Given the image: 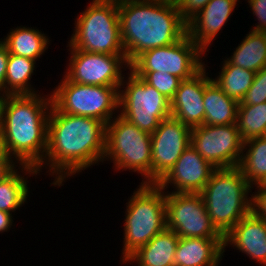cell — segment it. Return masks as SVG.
Instances as JSON below:
<instances>
[{
	"label": "cell",
	"instance_id": "27",
	"mask_svg": "<svg viewBox=\"0 0 266 266\" xmlns=\"http://www.w3.org/2000/svg\"><path fill=\"white\" fill-rule=\"evenodd\" d=\"M221 72L212 81L218 85L224 93L238 102L244 98L246 92L251 87L256 72L232 65L226 59L220 64Z\"/></svg>",
	"mask_w": 266,
	"mask_h": 266
},
{
	"label": "cell",
	"instance_id": "6",
	"mask_svg": "<svg viewBox=\"0 0 266 266\" xmlns=\"http://www.w3.org/2000/svg\"><path fill=\"white\" fill-rule=\"evenodd\" d=\"M76 17L69 48L101 54H125L117 0H93Z\"/></svg>",
	"mask_w": 266,
	"mask_h": 266
},
{
	"label": "cell",
	"instance_id": "19",
	"mask_svg": "<svg viewBox=\"0 0 266 266\" xmlns=\"http://www.w3.org/2000/svg\"><path fill=\"white\" fill-rule=\"evenodd\" d=\"M224 238L179 237L174 266H218L224 257Z\"/></svg>",
	"mask_w": 266,
	"mask_h": 266
},
{
	"label": "cell",
	"instance_id": "18",
	"mask_svg": "<svg viewBox=\"0 0 266 266\" xmlns=\"http://www.w3.org/2000/svg\"><path fill=\"white\" fill-rule=\"evenodd\" d=\"M224 252L233 246L259 265H266V220L252 211L241 219L225 236Z\"/></svg>",
	"mask_w": 266,
	"mask_h": 266
},
{
	"label": "cell",
	"instance_id": "10",
	"mask_svg": "<svg viewBox=\"0 0 266 266\" xmlns=\"http://www.w3.org/2000/svg\"><path fill=\"white\" fill-rule=\"evenodd\" d=\"M204 54L186 34L172 45L144 51L129 64V69L132 72H166L186 80L205 66Z\"/></svg>",
	"mask_w": 266,
	"mask_h": 266
},
{
	"label": "cell",
	"instance_id": "28",
	"mask_svg": "<svg viewBox=\"0 0 266 266\" xmlns=\"http://www.w3.org/2000/svg\"><path fill=\"white\" fill-rule=\"evenodd\" d=\"M236 124L243 142L266 136V102L257 105H239Z\"/></svg>",
	"mask_w": 266,
	"mask_h": 266
},
{
	"label": "cell",
	"instance_id": "20",
	"mask_svg": "<svg viewBox=\"0 0 266 266\" xmlns=\"http://www.w3.org/2000/svg\"><path fill=\"white\" fill-rule=\"evenodd\" d=\"M179 236L165 229L157 234L146 245L138 248L124 263H136V266H174V254Z\"/></svg>",
	"mask_w": 266,
	"mask_h": 266
},
{
	"label": "cell",
	"instance_id": "16",
	"mask_svg": "<svg viewBox=\"0 0 266 266\" xmlns=\"http://www.w3.org/2000/svg\"><path fill=\"white\" fill-rule=\"evenodd\" d=\"M205 66L192 78L182 80L174 98L170 101L171 117L191 129L204 124L205 85L212 79Z\"/></svg>",
	"mask_w": 266,
	"mask_h": 266
},
{
	"label": "cell",
	"instance_id": "37",
	"mask_svg": "<svg viewBox=\"0 0 266 266\" xmlns=\"http://www.w3.org/2000/svg\"><path fill=\"white\" fill-rule=\"evenodd\" d=\"M7 94H0V135L3 128L4 107L6 103Z\"/></svg>",
	"mask_w": 266,
	"mask_h": 266
},
{
	"label": "cell",
	"instance_id": "4",
	"mask_svg": "<svg viewBox=\"0 0 266 266\" xmlns=\"http://www.w3.org/2000/svg\"><path fill=\"white\" fill-rule=\"evenodd\" d=\"M252 189L238 167L212 172L200 194L213 226L223 237L251 212Z\"/></svg>",
	"mask_w": 266,
	"mask_h": 266
},
{
	"label": "cell",
	"instance_id": "14",
	"mask_svg": "<svg viewBox=\"0 0 266 266\" xmlns=\"http://www.w3.org/2000/svg\"><path fill=\"white\" fill-rule=\"evenodd\" d=\"M191 145V128L169 117L151 134L152 184H158Z\"/></svg>",
	"mask_w": 266,
	"mask_h": 266
},
{
	"label": "cell",
	"instance_id": "32",
	"mask_svg": "<svg viewBox=\"0 0 266 266\" xmlns=\"http://www.w3.org/2000/svg\"><path fill=\"white\" fill-rule=\"evenodd\" d=\"M257 190L251 193V211L259 218L266 220V184L255 186ZM257 191V192H256Z\"/></svg>",
	"mask_w": 266,
	"mask_h": 266
},
{
	"label": "cell",
	"instance_id": "12",
	"mask_svg": "<svg viewBox=\"0 0 266 266\" xmlns=\"http://www.w3.org/2000/svg\"><path fill=\"white\" fill-rule=\"evenodd\" d=\"M69 51V65L64 75L74 83L120 86L125 76L122 71L130 67L125 54L92 53L75 48H69Z\"/></svg>",
	"mask_w": 266,
	"mask_h": 266
},
{
	"label": "cell",
	"instance_id": "7",
	"mask_svg": "<svg viewBox=\"0 0 266 266\" xmlns=\"http://www.w3.org/2000/svg\"><path fill=\"white\" fill-rule=\"evenodd\" d=\"M115 171L137 172L143 184H152L151 134L140 130L119 113L106 125L104 161Z\"/></svg>",
	"mask_w": 266,
	"mask_h": 266
},
{
	"label": "cell",
	"instance_id": "25",
	"mask_svg": "<svg viewBox=\"0 0 266 266\" xmlns=\"http://www.w3.org/2000/svg\"><path fill=\"white\" fill-rule=\"evenodd\" d=\"M238 168L252 188L266 184V136L243 142Z\"/></svg>",
	"mask_w": 266,
	"mask_h": 266
},
{
	"label": "cell",
	"instance_id": "9",
	"mask_svg": "<svg viewBox=\"0 0 266 266\" xmlns=\"http://www.w3.org/2000/svg\"><path fill=\"white\" fill-rule=\"evenodd\" d=\"M128 70L119 88V114L140 130L152 134L161 121L171 117L170 100Z\"/></svg>",
	"mask_w": 266,
	"mask_h": 266
},
{
	"label": "cell",
	"instance_id": "38",
	"mask_svg": "<svg viewBox=\"0 0 266 266\" xmlns=\"http://www.w3.org/2000/svg\"><path fill=\"white\" fill-rule=\"evenodd\" d=\"M118 2H125V1H151V0H117Z\"/></svg>",
	"mask_w": 266,
	"mask_h": 266
},
{
	"label": "cell",
	"instance_id": "30",
	"mask_svg": "<svg viewBox=\"0 0 266 266\" xmlns=\"http://www.w3.org/2000/svg\"><path fill=\"white\" fill-rule=\"evenodd\" d=\"M266 102V66L255 74L251 87L239 105H257Z\"/></svg>",
	"mask_w": 266,
	"mask_h": 266
},
{
	"label": "cell",
	"instance_id": "24",
	"mask_svg": "<svg viewBox=\"0 0 266 266\" xmlns=\"http://www.w3.org/2000/svg\"><path fill=\"white\" fill-rule=\"evenodd\" d=\"M226 60L240 68L258 72L266 66V32H248Z\"/></svg>",
	"mask_w": 266,
	"mask_h": 266
},
{
	"label": "cell",
	"instance_id": "17",
	"mask_svg": "<svg viewBox=\"0 0 266 266\" xmlns=\"http://www.w3.org/2000/svg\"><path fill=\"white\" fill-rule=\"evenodd\" d=\"M240 0H210L187 22V35L206 54Z\"/></svg>",
	"mask_w": 266,
	"mask_h": 266
},
{
	"label": "cell",
	"instance_id": "34",
	"mask_svg": "<svg viewBox=\"0 0 266 266\" xmlns=\"http://www.w3.org/2000/svg\"><path fill=\"white\" fill-rule=\"evenodd\" d=\"M19 164L0 146V183L8 178Z\"/></svg>",
	"mask_w": 266,
	"mask_h": 266
},
{
	"label": "cell",
	"instance_id": "35",
	"mask_svg": "<svg viewBox=\"0 0 266 266\" xmlns=\"http://www.w3.org/2000/svg\"><path fill=\"white\" fill-rule=\"evenodd\" d=\"M9 52L0 40V94H5V76L7 71Z\"/></svg>",
	"mask_w": 266,
	"mask_h": 266
},
{
	"label": "cell",
	"instance_id": "22",
	"mask_svg": "<svg viewBox=\"0 0 266 266\" xmlns=\"http://www.w3.org/2000/svg\"><path fill=\"white\" fill-rule=\"evenodd\" d=\"M204 124H236L239 102L227 96L212 79L205 85L204 91Z\"/></svg>",
	"mask_w": 266,
	"mask_h": 266
},
{
	"label": "cell",
	"instance_id": "15",
	"mask_svg": "<svg viewBox=\"0 0 266 266\" xmlns=\"http://www.w3.org/2000/svg\"><path fill=\"white\" fill-rule=\"evenodd\" d=\"M215 169L190 145L158 185L165 192L171 185L174 193H200Z\"/></svg>",
	"mask_w": 266,
	"mask_h": 266
},
{
	"label": "cell",
	"instance_id": "5",
	"mask_svg": "<svg viewBox=\"0 0 266 266\" xmlns=\"http://www.w3.org/2000/svg\"><path fill=\"white\" fill-rule=\"evenodd\" d=\"M138 187L126 203L123 264L138 248L166 229L165 191L158 184L140 183Z\"/></svg>",
	"mask_w": 266,
	"mask_h": 266
},
{
	"label": "cell",
	"instance_id": "26",
	"mask_svg": "<svg viewBox=\"0 0 266 266\" xmlns=\"http://www.w3.org/2000/svg\"><path fill=\"white\" fill-rule=\"evenodd\" d=\"M36 60L9 54L5 76V94H37L39 90L31 85V78L36 71Z\"/></svg>",
	"mask_w": 266,
	"mask_h": 266
},
{
	"label": "cell",
	"instance_id": "36",
	"mask_svg": "<svg viewBox=\"0 0 266 266\" xmlns=\"http://www.w3.org/2000/svg\"><path fill=\"white\" fill-rule=\"evenodd\" d=\"M13 222L12 214L0 210V233L9 232Z\"/></svg>",
	"mask_w": 266,
	"mask_h": 266
},
{
	"label": "cell",
	"instance_id": "8",
	"mask_svg": "<svg viewBox=\"0 0 266 266\" xmlns=\"http://www.w3.org/2000/svg\"><path fill=\"white\" fill-rule=\"evenodd\" d=\"M63 76L50 93L52 105L59 112L94 118L106 125L119 113L120 86L79 84Z\"/></svg>",
	"mask_w": 266,
	"mask_h": 266
},
{
	"label": "cell",
	"instance_id": "3",
	"mask_svg": "<svg viewBox=\"0 0 266 266\" xmlns=\"http://www.w3.org/2000/svg\"><path fill=\"white\" fill-rule=\"evenodd\" d=\"M51 94L7 95L0 146L19 164L37 168L47 150Z\"/></svg>",
	"mask_w": 266,
	"mask_h": 266
},
{
	"label": "cell",
	"instance_id": "2",
	"mask_svg": "<svg viewBox=\"0 0 266 266\" xmlns=\"http://www.w3.org/2000/svg\"><path fill=\"white\" fill-rule=\"evenodd\" d=\"M118 13L129 64L144 51L172 45L187 34L175 0L118 2Z\"/></svg>",
	"mask_w": 266,
	"mask_h": 266
},
{
	"label": "cell",
	"instance_id": "29",
	"mask_svg": "<svg viewBox=\"0 0 266 266\" xmlns=\"http://www.w3.org/2000/svg\"><path fill=\"white\" fill-rule=\"evenodd\" d=\"M135 75L141 77L147 84L153 86L162 95L170 101L174 98L177 89L182 81L181 78L162 72H133Z\"/></svg>",
	"mask_w": 266,
	"mask_h": 266
},
{
	"label": "cell",
	"instance_id": "11",
	"mask_svg": "<svg viewBox=\"0 0 266 266\" xmlns=\"http://www.w3.org/2000/svg\"><path fill=\"white\" fill-rule=\"evenodd\" d=\"M166 229L183 238H224L213 226L200 193L165 192Z\"/></svg>",
	"mask_w": 266,
	"mask_h": 266
},
{
	"label": "cell",
	"instance_id": "33",
	"mask_svg": "<svg viewBox=\"0 0 266 266\" xmlns=\"http://www.w3.org/2000/svg\"><path fill=\"white\" fill-rule=\"evenodd\" d=\"M255 21L258 22L250 30L266 32V0H247Z\"/></svg>",
	"mask_w": 266,
	"mask_h": 266
},
{
	"label": "cell",
	"instance_id": "23",
	"mask_svg": "<svg viewBox=\"0 0 266 266\" xmlns=\"http://www.w3.org/2000/svg\"><path fill=\"white\" fill-rule=\"evenodd\" d=\"M24 174V176L21 175ZM28 175H40L35 167L29 165H19V167L3 182L0 183V210L12 214L26 202L30 194L28 187Z\"/></svg>",
	"mask_w": 266,
	"mask_h": 266
},
{
	"label": "cell",
	"instance_id": "13",
	"mask_svg": "<svg viewBox=\"0 0 266 266\" xmlns=\"http://www.w3.org/2000/svg\"><path fill=\"white\" fill-rule=\"evenodd\" d=\"M191 146L214 168H231L238 167L243 141L237 124H203L191 129Z\"/></svg>",
	"mask_w": 266,
	"mask_h": 266
},
{
	"label": "cell",
	"instance_id": "1",
	"mask_svg": "<svg viewBox=\"0 0 266 266\" xmlns=\"http://www.w3.org/2000/svg\"><path fill=\"white\" fill-rule=\"evenodd\" d=\"M106 124L100 120L65 114L51 106L48 119L47 150L36 168H47L54 177L50 186L61 187L66 178L103 163ZM91 166V167H90Z\"/></svg>",
	"mask_w": 266,
	"mask_h": 266
},
{
	"label": "cell",
	"instance_id": "31",
	"mask_svg": "<svg viewBox=\"0 0 266 266\" xmlns=\"http://www.w3.org/2000/svg\"><path fill=\"white\" fill-rule=\"evenodd\" d=\"M210 0H175L181 18L187 23L199 13Z\"/></svg>",
	"mask_w": 266,
	"mask_h": 266
},
{
	"label": "cell",
	"instance_id": "21",
	"mask_svg": "<svg viewBox=\"0 0 266 266\" xmlns=\"http://www.w3.org/2000/svg\"><path fill=\"white\" fill-rule=\"evenodd\" d=\"M1 42L7 47L9 54L28 57L33 60L41 59L48 49L50 41L47 34L34 27L17 26Z\"/></svg>",
	"mask_w": 266,
	"mask_h": 266
}]
</instances>
